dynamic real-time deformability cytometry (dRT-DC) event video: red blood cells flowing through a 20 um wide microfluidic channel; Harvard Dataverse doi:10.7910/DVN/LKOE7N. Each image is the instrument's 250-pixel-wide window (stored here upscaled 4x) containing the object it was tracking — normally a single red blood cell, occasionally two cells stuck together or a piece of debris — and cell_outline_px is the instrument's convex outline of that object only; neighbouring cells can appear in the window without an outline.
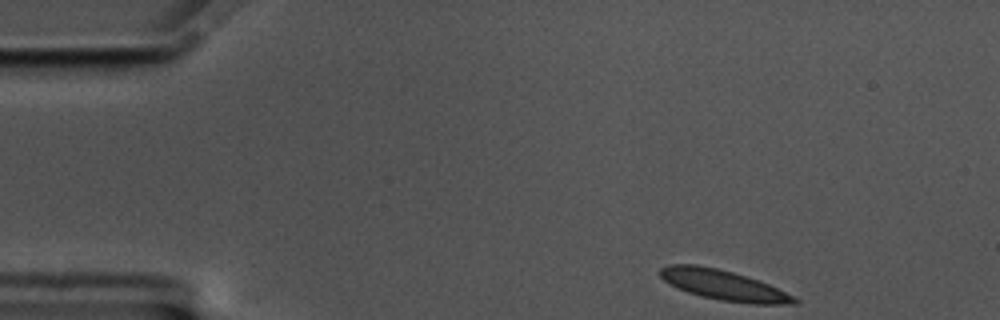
{"species": "common noctule bat (a hibernating species)", "species_latin": "Nyctalus noctula", "temperature_condition": "cold", "stored_images_in_passage": 50, "camera_frame_rate_fps": 3000, "um_per_image_px": 0.085, "animal": {"sex": "male", "body_mass_g": 17.5, "forearm_length_mm": 52.3}, "frame": {"image": 1, "passage_image": 1, "time_ms": 0.0, "image_size_px": [1000, 320], "cell_outline_px": [[800, 304], [752, 304], [720, 300], [700, 296], [688, 292], [664, 280], [660, 276], [660, 268], [668, 264], [696, 264], [716, 268], [732, 272], [768, 284], [800, 300]], "centroid_in_image_um": [61.5, 24.24], "position_along_channel_um": 23.5, "area_um2": 23.18}}
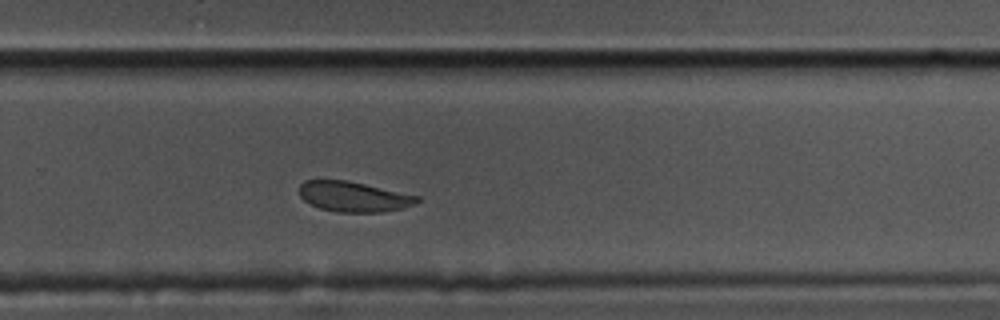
{"frame": {"image": 2, "passage_image": 32, "time_ms": 10.333, "image_size_px": [1000, 320], "cell_outline_px": [[420, 200], [404, 208], [384, 212], [336, 212], [320, 208], [304, 200], [300, 196], [300, 184], [304, 180], [348, 180], [420, 196]], "centroid_in_image_um": [30.07, 16.71], "position_along_channel_um": 299.7, "area_um2": 20.75}}
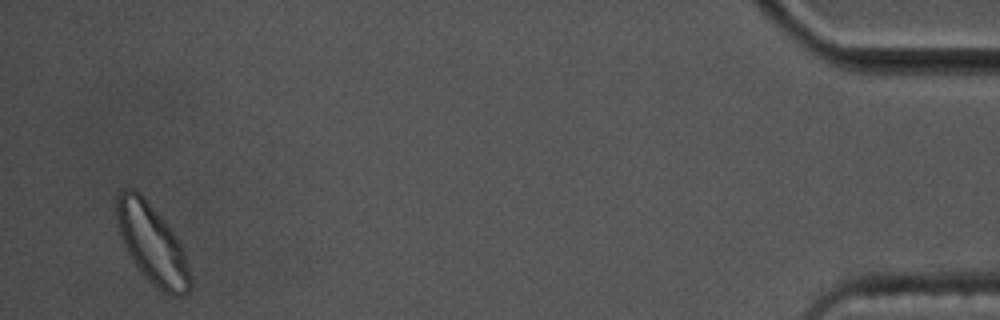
{"frame": {"image": 3, "passage_image": 50, "time_ms": 16.333, "image_size_px": [1000, 320], "cell_outline_px": [[192, 284], [188, 292], [180, 296], [172, 296], [164, 292], [132, 260], [120, 236], [116, 220], [116, 192], [120, 188], [132, 188], [140, 192], [144, 196], [160, 216], [172, 232], [180, 244], [192, 276]], "centroid_in_image_um": [12.9, 20.66], "position_along_channel_um": 422.3, "area_um2": 33.41}, "authors_computed_cell_mechanics": {"area_um2": 22.8599, "velocity_mm_per_s": 3.3987, "shape_relaxation_time_tau1_ms": 5.711, "shape_relaxation_time_tau2_ms": 1.0966, "deformation_change_tau1": 0.1625, "deformation_change_tau2": 0.0661}}